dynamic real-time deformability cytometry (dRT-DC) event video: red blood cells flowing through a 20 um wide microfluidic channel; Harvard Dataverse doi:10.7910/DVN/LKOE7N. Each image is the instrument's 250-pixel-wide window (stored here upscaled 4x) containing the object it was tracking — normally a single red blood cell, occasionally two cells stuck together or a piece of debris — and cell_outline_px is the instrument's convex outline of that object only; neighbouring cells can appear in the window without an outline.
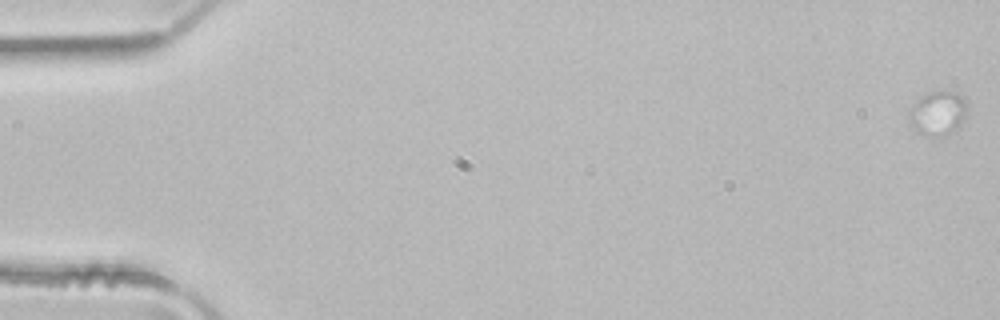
{"species": "common noctule bat (a hibernating species)", "species_latin": "Nyctalus noctula", "temperature_condition": "room temperature", "stored_images_in_passage": 6, "camera_frame_rate_fps": 3000, "um_per_image_px": 0.085, "animal": {"sex": "male", "body_mass_g": 21.5, "forearm_length_mm": 52.0}, "frame": {"image": 1, "passage_image": 1, "time_ms": 0.0, "image_size_px": [1000, 320], "cell_outline_px": [[968, 104], [964, 116], [956, 132], [944, 136], [928, 136], [916, 132], [908, 124], [908, 112], [912, 104], [916, 100], [932, 92], [952, 92], [960, 96]], "centroid_in_image_um": [79.67, 9.68], "position_along_channel_um": 5.3, "area_um2": 15.03}}
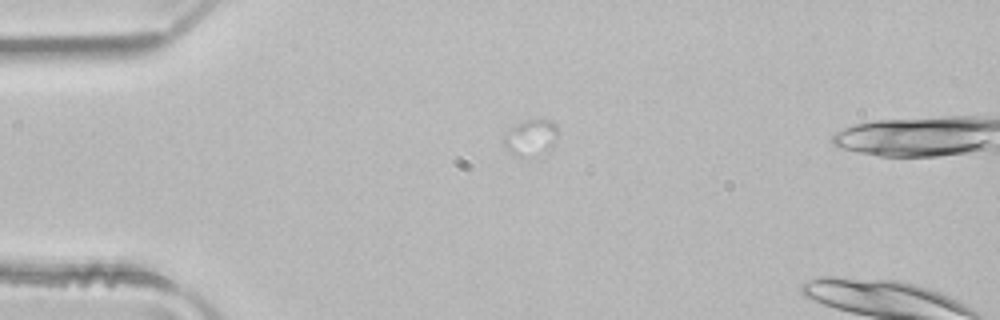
{"frame": {"image": 2, "passage_image": 4, "time_ms": 1.0, "image_size_px": [1000, 320], "cell_outline_px": [[556, 136], [524, 156], [516, 156], [508, 152], [504, 144], [504, 132], [516, 124], [524, 120], [552, 120], [556, 124]], "centroid_in_image_um": [44.94, 11.57], "position_along_channel_um": 40.1, "area_um2": 10.0}}